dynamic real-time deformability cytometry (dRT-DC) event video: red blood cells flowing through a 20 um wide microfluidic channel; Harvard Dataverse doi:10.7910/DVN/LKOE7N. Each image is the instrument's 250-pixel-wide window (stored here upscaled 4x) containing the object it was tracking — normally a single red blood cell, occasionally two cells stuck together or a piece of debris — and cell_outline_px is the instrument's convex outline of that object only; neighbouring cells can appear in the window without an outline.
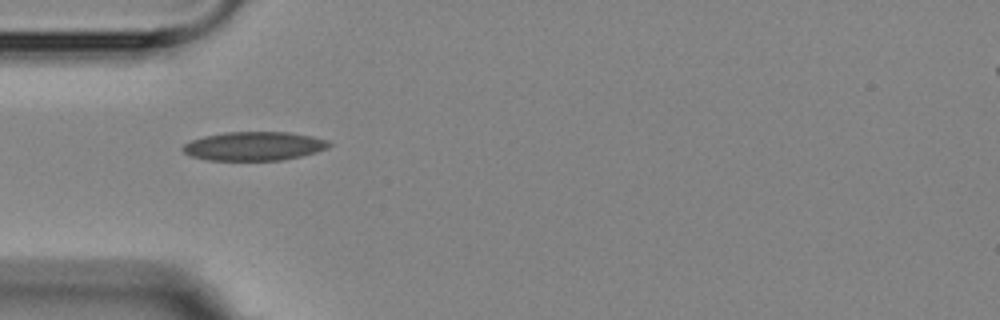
{"species": "Egyptian fruit bat (a non-hibernating species)", "species_latin": "Rousettus aegyptiacus", "temperature_condition": "room temperature", "stored_images_in_passage": 6, "camera_frame_rate_fps": 3000, "um_per_image_px": 0.085, "animal": {"sex": "female"}, "frame": {"image": 1, "passage_image": 5, "time_ms": 4.667, "image_size_px": [1000, 320], "cell_outline_px": [[332, 144], [328, 148], [316, 152], [284, 160], [208, 160], [192, 156], [184, 152], [180, 148], [184, 144], [192, 140], [204, 136], [224, 132], [288, 132], [312, 136], [328, 140]], "centroid_in_image_um": [21.61, 12.42], "position_along_channel_um": 63.4, "area_um2": 24.57}}
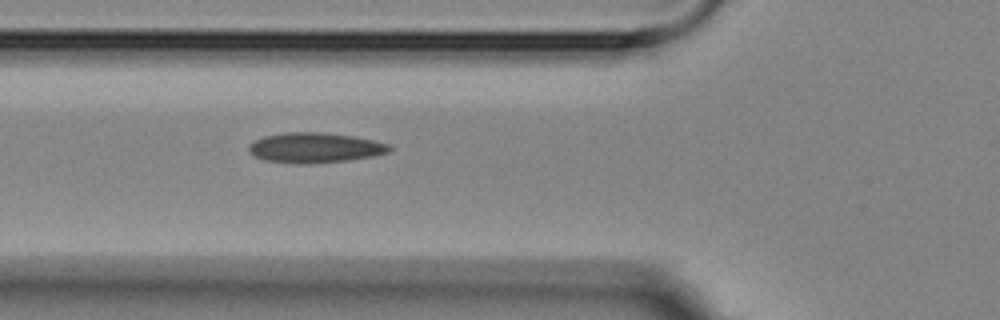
{"frame": {"image": 2, "passage_image": 6, "time_ms": 5.667, "image_size_px": [1000, 320], "cell_outline_px": [[392, 148], [388, 152], [372, 156], [348, 160], [304, 164], [296, 164], [264, 160], [252, 156], [248, 152], [248, 144], [264, 136], [284, 132], [320, 132], [352, 136], [372, 140], [388, 144]], "centroid_in_image_um": [26.69, 12.56], "position_along_channel_um": 99.1, "area_um2": 24.68}}